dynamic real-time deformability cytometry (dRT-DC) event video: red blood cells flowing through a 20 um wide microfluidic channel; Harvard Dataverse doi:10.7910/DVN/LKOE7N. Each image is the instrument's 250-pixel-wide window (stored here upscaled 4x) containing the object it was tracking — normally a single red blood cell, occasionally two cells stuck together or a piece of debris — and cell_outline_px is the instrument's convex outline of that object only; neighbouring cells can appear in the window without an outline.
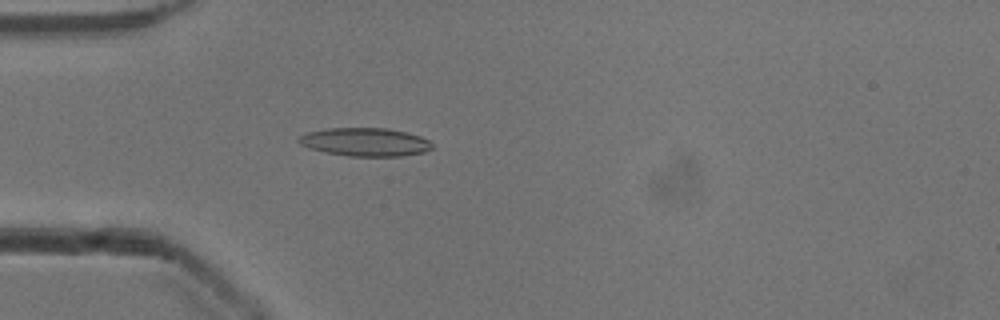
{"species": "common noctule bat (a hibernating species)", "species_latin": "Nyctalus noctula", "temperature_condition": "cold", "stored_images_in_passage": 4, "camera_frame_rate_fps": 3000, "um_per_image_px": 0.085, "animal": {"sex": "male", "body_mass_g": 13.3}, "frame": {"image": 1, "passage_image": 4, "time_ms": 1.0, "image_size_px": [1000, 320], "cell_outline_px": [[432, 148], [424, 152], [400, 156], [348, 156], [324, 152], [308, 148], [300, 144], [296, 140], [300, 136], [308, 132], [324, 128], [388, 128], [420, 136], [428, 140], [432, 144]], "centroid_in_image_um": [31.0, 12.07], "position_along_channel_um": 54.0, "area_um2": 22.02}}